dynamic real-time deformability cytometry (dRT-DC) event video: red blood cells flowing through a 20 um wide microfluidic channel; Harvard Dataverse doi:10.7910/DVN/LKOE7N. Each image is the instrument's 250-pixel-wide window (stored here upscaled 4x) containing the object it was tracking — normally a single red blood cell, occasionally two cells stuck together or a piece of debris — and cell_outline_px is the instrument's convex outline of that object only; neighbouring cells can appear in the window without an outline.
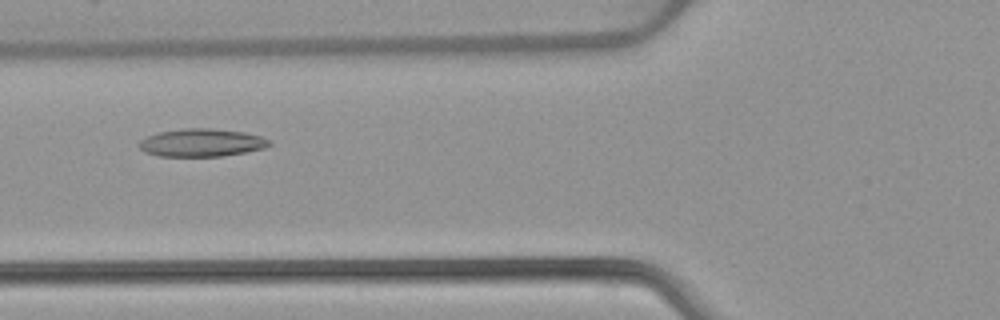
{"species": "common noctule bat (a hibernating species)", "species_latin": "Nyctalus noctula", "temperature_condition": "warm", "stored_images_in_passage": 53, "camera_frame_rate_fps": 3000, "um_per_image_px": 0.085, "animal": {"sex": "female", "body_mass_g": 22.7, "forearm_length_mm": 54.2}, "frame": {"image": 1, "passage_image": 21, "time_ms": 6.667, "image_size_px": [1000, 320], "cell_outline_px": [[272, 144], [264, 148], [224, 156], [156, 156], [144, 152], [136, 144], [140, 140], [148, 136], [160, 132], [184, 128], [208, 128], [244, 132], [260, 136], [268, 140]], "centroid_in_image_um": [17.09, 12.13], "position_along_channel_um": 108.7, "area_um2": 21.1}}
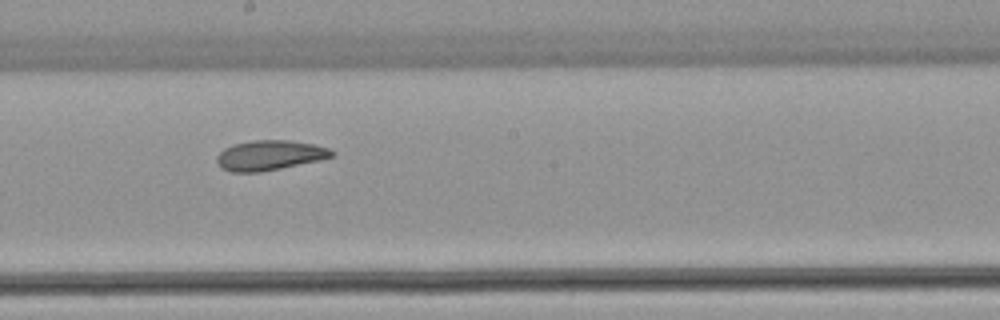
{"frame": {"image": 2, "passage_image": 30, "time_ms": 9.667, "image_size_px": [1000, 320], "cell_outline_px": [[336, 156], [320, 160], [260, 172], [232, 172], [220, 168], [216, 160], [216, 156], [224, 148], [232, 144], [252, 140], [288, 140], [312, 144], [328, 148], [336, 152]], "centroid_in_image_um": [22.91, 13.2], "position_along_channel_um": 225.3, "area_um2": 20.17}}
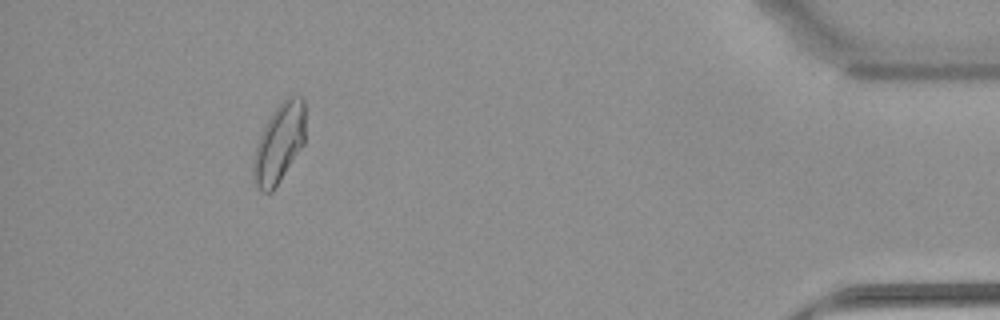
{"frame": {"image": 3, "passage_image": 49, "time_ms": 16.0, "image_size_px": [1000, 320], "cell_outline_px": [[304, 144], [272, 192], [260, 192], [252, 176], [252, 160], [256, 144], [272, 112], [288, 96], [300, 96], [304, 100]], "centroid_in_image_um": [23.7, 12.21], "position_along_channel_um": 411.5, "area_um2": 23.76}, "authors_computed_cell_mechanics": {"area_um2": 22.0796, "velocity_mm_per_s": 3.8874, "shape_relaxation_time_tau1_ms": 8.7947, "shape_relaxation_time_tau2_ms": 3.3262, "deformation_change_tau1": 0.1741, "deformation_change_tau2": 0.0903}}